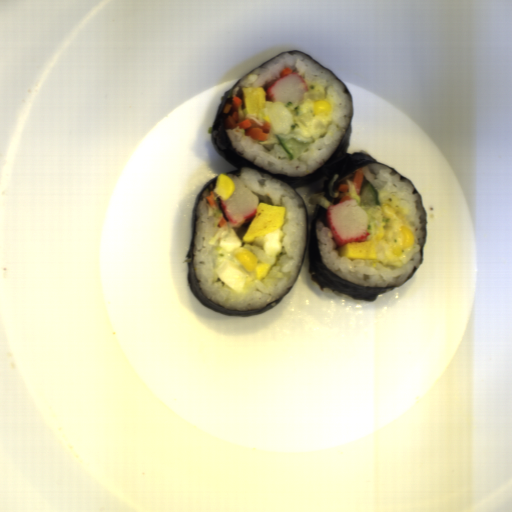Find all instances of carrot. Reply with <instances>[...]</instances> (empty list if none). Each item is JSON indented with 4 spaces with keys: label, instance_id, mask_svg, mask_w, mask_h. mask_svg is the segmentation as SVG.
<instances>
[{
    "label": "carrot",
    "instance_id": "carrot-1",
    "mask_svg": "<svg viewBox=\"0 0 512 512\" xmlns=\"http://www.w3.org/2000/svg\"><path fill=\"white\" fill-rule=\"evenodd\" d=\"M242 103L243 101L241 98L235 95L231 99V104H225L222 112L230 113L231 109L233 110L232 115L228 116L224 120L226 130L239 127V129H244V136H248L252 140L262 143L268 141V135L272 129L271 123L268 121H263L262 125H259L254 120H249L248 118L238 122L239 109L242 106Z\"/></svg>",
    "mask_w": 512,
    "mask_h": 512
},
{
    "label": "carrot",
    "instance_id": "carrot-2",
    "mask_svg": "<svg viewBox=\"0 0 512 512\" xmlns=\"http://www.w3.org/2000/svg\"><path fill=\"white\" fill-rule=\"evenodd\" d=\"M363 176L364 172L363 169L360 167L353 175L352 182L354 185L355 191H361L362 189V183H363Z\"/></svg>",
    "mask_w": 512,
    "mask_h": 512
},
{
    "label": "carrot",
    "instance_id": "carrot-3",
    "mask_svg": "<svg viewBox=\"0 0 512 512\" xmlns=\"http://www.w3.org/2000/svg\"><path fill=\"white\" fill-rule=\"evenodd\" d=\"M204 198L207 200V202L210 206L218 207V202H217L218 196L215 195L214 189L210 190L208 197H204Z\"/></svg>",
    "mask_w": 512,
    "mask_h": 512
},
{
    "label": "carrot",
    "instance_id": "carrot-4",
    "mask_svg": "<svg viewBox=\"0 0 512 512\" xmlns=\"http://www.w3.org/2000/svg\"><path fill=\"white\" fill-rule=\"evenodd\" d=\"M292 73H294V70L292 68L285 67V68L282 69L280 76L282 78V77L287 76V75L292 74Z\"/></svg>",
    "mask_w": 512,
    "mask_h": 512
},
{
    "label": "carrot",
    "instance_id": "carrot-5",
    "mask_svg": "<svg viewBox=\"0 0 512 512\" xmlns=\"http://www.w3.org/2000/svg\"><path fill=\"white\" fill-rule=\"evenodd\" d=\"M348 188H349V186L347 184L342 183L341 185H339L338 191H340L341 194H346V192L348 191Z\"/></svg>",
    "mask_w": 512,
    "mask_h": 512
},
{
    "label": "carrot",
    "instance_id": "carrot-6",
    "mask_svg": "<svg viewBox=\"0 0 512 512\" xmlns=\"http://www.w3.org/2000/svg\"><path fill=\"white\" fill-rule=\"evenodd\" d=\"M226 220L223 219V217L220 219V221L218 222V226L221 228L224 224H226Z\"/></svg>",
    "mask_w": 512,
    "mask_h": 512
},
{
    "label": "carrot",
    "instance_id": "carrot-7",
    "mask_svg": "<svg viewBox=\"0 0 512 512\" xmlns=\"http://www.w3.org/2000/svg\"><path fill=\"white\" fill-rule=\"evenodd\" d=\"M347 199H350V196H347V195H346V196L342 197V198H341V200H340V202L345 201V200H347Z\"/></svg>",
    "mask_w": 512,
    "mask_h": 512
}]
</instances>
